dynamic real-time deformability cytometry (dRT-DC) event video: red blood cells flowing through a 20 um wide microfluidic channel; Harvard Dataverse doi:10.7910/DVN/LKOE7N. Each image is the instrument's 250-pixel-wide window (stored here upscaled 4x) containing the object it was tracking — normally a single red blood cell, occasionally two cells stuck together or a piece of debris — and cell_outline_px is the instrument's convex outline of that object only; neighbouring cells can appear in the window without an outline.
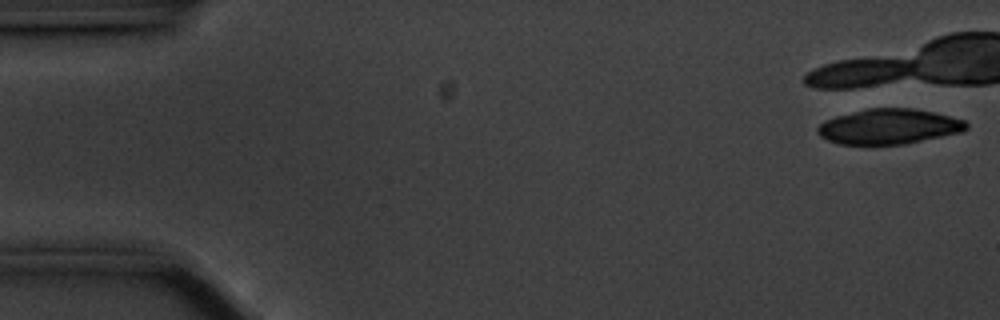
{"species": "common noctule bat (a hibernating species)", "species_latin": "Nyctalus noctula", "temperature_condition": "cold", "stored_images_in_passage": 6, "camera_frame_rate_fps": 3000, "um_per_image_px": 0.085, "animal": {"sex": "male", "body_mass_g": 20.1, "forearm_length_mm": 53.5}, "frame": {"image": 1, "passage_image": 1, "time_ms": 0.0, "image_size_px": [1000, 320], "cell_outline_px": [[968, 128], [964, 132], [904, 144], [840, 144], [828, 140], [820, 136], [816, 132], [816, 128], [824, 120], [836, 116], [864, 108], [916, 108], [964, 120], [968, 124]], "centroid_in_image_um": [75.55, 10.75], "position_along_channel_um": 9.5, "area_um2": 30.63}}